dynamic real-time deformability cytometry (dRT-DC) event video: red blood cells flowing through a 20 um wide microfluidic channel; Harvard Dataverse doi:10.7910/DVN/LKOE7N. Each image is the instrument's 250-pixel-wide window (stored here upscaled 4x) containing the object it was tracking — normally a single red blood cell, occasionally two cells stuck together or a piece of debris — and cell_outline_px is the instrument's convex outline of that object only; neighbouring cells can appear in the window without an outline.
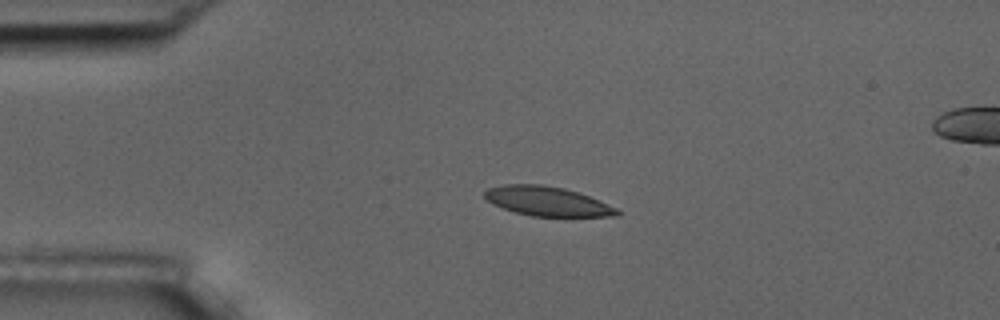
{"species": "common noctule bat (a hibernating species)", "species_latin": "Nyctalus noctula", "temperature_condition": "room temperature", "stored_images_in_passage": 3, "camera_frame_rate_fps": 3000, "um_per_image_px": 0.085, "animal": {"sex": "male", "body_mass_g": 17.5, "forearm_length_mm": 52.3}, "frame": {"image": 1, "passage_image": 1, "time_ms": 0.0, "image_size_px": [1000, 320], "cell_outline_px": [[620, 216], [532, 216], [516, 212], [492, 204], [484, 196], [484, 192], [488, 188], [504, 184], [544, 184], [564, 188], [600, 200], [616, 208], [620, 212]], "centroid_in_image_um": [46.51, 17.1], "position_along_channel_um": 38.5, "area_um2": 22.54}}